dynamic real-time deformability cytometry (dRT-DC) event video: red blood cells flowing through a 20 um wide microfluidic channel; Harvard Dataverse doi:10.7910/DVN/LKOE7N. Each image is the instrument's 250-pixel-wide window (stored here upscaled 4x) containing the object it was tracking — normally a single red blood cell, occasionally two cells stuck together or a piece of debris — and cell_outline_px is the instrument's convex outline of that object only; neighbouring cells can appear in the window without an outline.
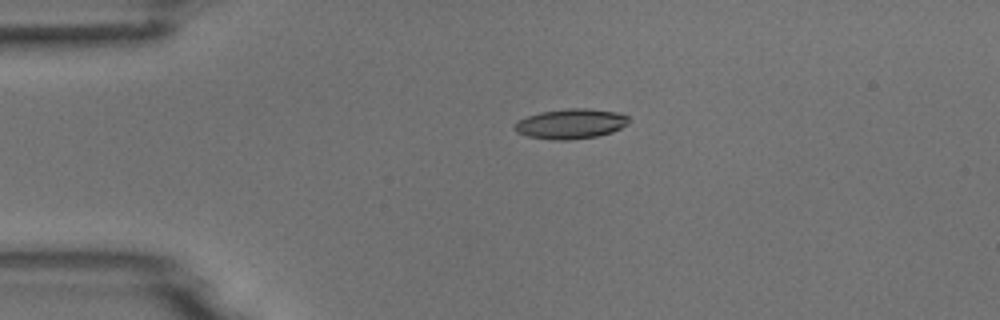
{"species": "common noctule bat (a hibernating species)", "species_latin": "Nyctalus noctula", "temperature_condition": "room temperature", "stored_images_in_passage": 3, "camera_frame_rate_fps": 3000, "um_per_image_px": 0.085, "animal": {"sex": "male", "body_mass_g": 18.8}, "frame": {"image": 1, "passage_image": 1, "time_ms": 0.0, "image_size_px": [1000, 320], "cell_outline_px": [[628, 124], [612, 132], [596, 136], [568, 140], [556, 140], [528, 136], [516, 132], [512, 128], [516, 120], [540, 112], [568, 108], [588, 108], [616, 112], [628, 116]], "centroid_in_image_um": [48.48, 10.52], "position_along_channel_um": 36.5, "area_um2": 19.94}}